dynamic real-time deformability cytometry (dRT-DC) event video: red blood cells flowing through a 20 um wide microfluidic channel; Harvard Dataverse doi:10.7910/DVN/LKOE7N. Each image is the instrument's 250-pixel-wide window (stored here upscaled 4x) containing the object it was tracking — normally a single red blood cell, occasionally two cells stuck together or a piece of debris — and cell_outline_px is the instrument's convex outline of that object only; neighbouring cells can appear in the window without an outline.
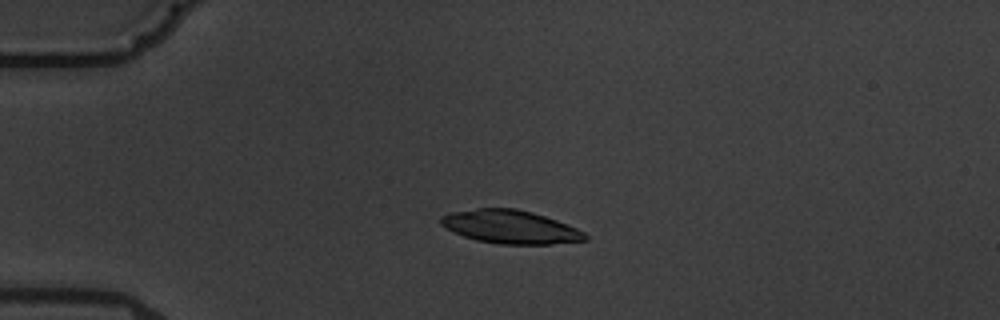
{"species": "common noctule bat (a hibernating species)", "species_latin": "Nyctalus noctula", "temperature_condition": "warm", "stored_images_in_passage": 5, "camera_frame_rate_fps": 3000, "um_per_image_px": 0.085, "animal": {"sex": "male", "body_mass_g": 19.5, "forearm_length_mm": 54.6}, "frame": {"image": 1, "passage_image": 4, "time_ms": 3.667, "image_size_px": [1000, 320], "cell_outline_px": [[588, 240], [548, 244], [500, 244], [476, 240], [452, 232], [440, 224], [440, 216], [452, 212], [476, 208], [516, 208], [532, 212], [556, 220], [576, 228], [584, 232], [588, 236]], "centroid_in_image_um": [43.35, 19.28], "position_along_channel_um": 41.6, "area_um2": 27.98}}